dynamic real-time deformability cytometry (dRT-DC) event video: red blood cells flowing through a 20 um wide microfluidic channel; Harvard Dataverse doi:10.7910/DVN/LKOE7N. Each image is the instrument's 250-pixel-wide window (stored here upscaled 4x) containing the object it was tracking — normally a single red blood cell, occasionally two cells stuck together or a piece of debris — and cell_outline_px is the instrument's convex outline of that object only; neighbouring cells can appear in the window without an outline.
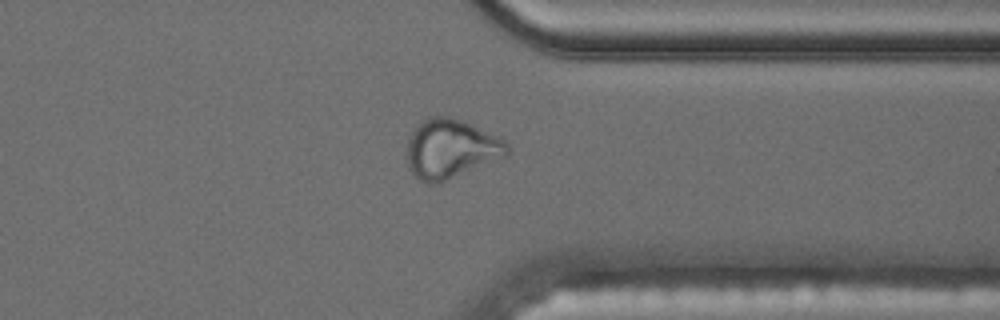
{"species": "common noctule bat (a hibernating species)", "species_latin": "Nyctalus noctula", "temperature_condition": "cold", "stored_images_in_passage": 47, "camera_frame_rate_fps": 3000, "um_per_image_px": 0.085, "animal": {"sex": "male", "body_mass_g": 17.5, "forearm_length_mm": 52.3}, "frame": {"image": 1, "passage_image": 34, "time_ms": 11.0, "image_size_px": [1000, 320], "cell_outline_px": [[512, 152], [504, 156], [436, 184], [428, 184], [420, 180], [408, 168], [408, 136], [420, 120], [428, 116], [448, 116], [464, 120], [500, 136], [508, 144]], "centroid_in_image_um": [38.32, 12.6], "position_along_channel_um": 373.1, "area_um2": 34.68}, "authors_computed_cell_mechanics": {"area_um2": 23.3512, "velocity_mm_per_s": 3.5181, "shape_relaxation_time_tau1_ms": null, "shape_relaxation_time_tau2_ms": 1.922, "deformation_change_tau1": null, "deformation_change_tau2": 0.0811}}